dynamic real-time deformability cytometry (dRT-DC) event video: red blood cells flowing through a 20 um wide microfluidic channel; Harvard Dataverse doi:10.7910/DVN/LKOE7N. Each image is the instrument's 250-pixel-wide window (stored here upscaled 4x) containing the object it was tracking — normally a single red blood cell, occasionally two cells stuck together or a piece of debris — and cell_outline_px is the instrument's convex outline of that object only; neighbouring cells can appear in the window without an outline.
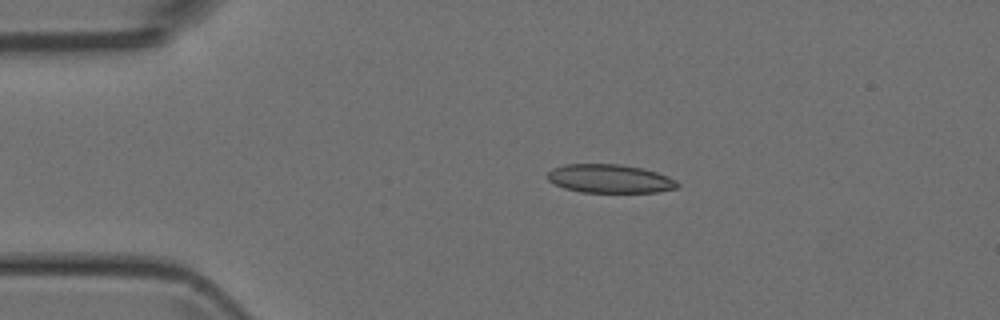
{"species": "Egyptian fruit bat (a non-hibernating species)", "species_latin": "Rousettus aegyptiacus", "temperature_condition": "room temperature", "stored_images_in_passage": 3, "camera_frame_rate_fps": 3000, "um_per_image_px": 0.085, "animal": {"sex": "female"}, "frame": {"image": 1, "passage_image": 1, "time_ms": 0.0, "image_size_px": [1000, 320], "cell_outline_px": [[680, 184], [676, 188], [656, 192], [580, 192], [564, 188], [548, 180], [548, 172], [552, 168], [564, 164], [620, 164], [644, 168], [668, 176], [676, 180]], "centroid_in_image_um": [51.84, 15.18], "position_along_channel_um": 33.2, "area_um2": 21.68}}
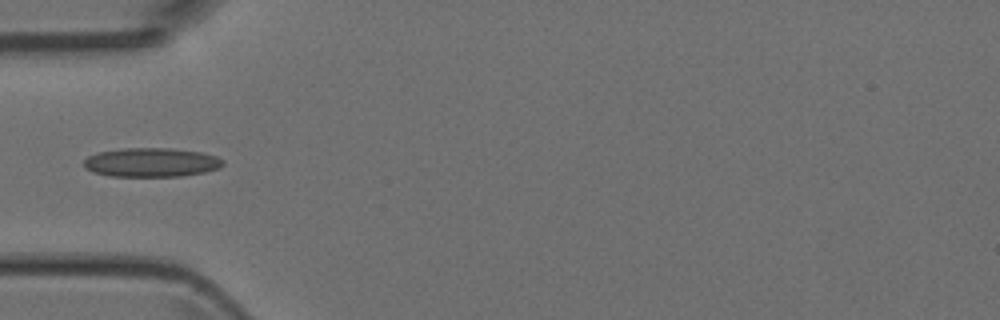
{"frame": {"image": 2, "passage_image": 3, "time_ms": 2.0, "image_size_px": [1000, 320], "cell_outline_px": [[224, 164], [220, 168], [204, 172], [180, 176], [108, 176], [92, 172], [84, 168], [84, 160], [88, 156], [96, 152], [124, 148], [172, 148], [204, 152], [216, 156], [224, 160]], "centroid_in_image_um": [12.86, 13.79], "position_along_channel_um": 72.1, "area_um2": 23.81}}